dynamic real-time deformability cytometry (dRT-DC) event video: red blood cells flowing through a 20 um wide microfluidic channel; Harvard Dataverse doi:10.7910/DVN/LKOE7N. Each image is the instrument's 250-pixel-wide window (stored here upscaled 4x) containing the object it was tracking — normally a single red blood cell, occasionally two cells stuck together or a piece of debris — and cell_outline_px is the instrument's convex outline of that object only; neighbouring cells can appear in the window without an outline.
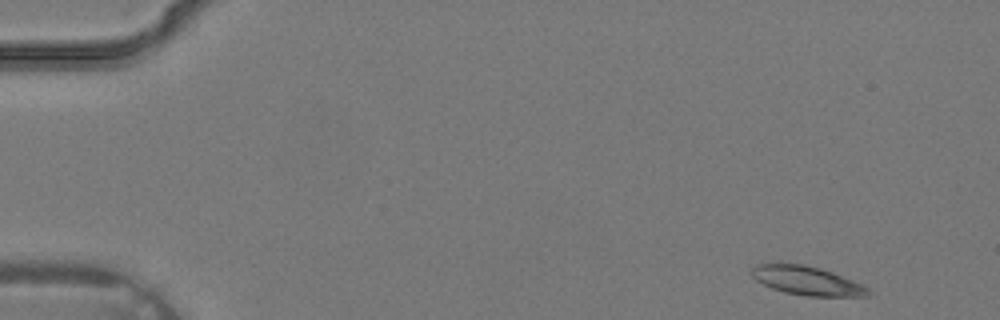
{"species": "common noctule bat (a hibernating species)", "species_latin": "Nyctalus noctula", "temperature_condition": "warm", "stored_images_in_passage": 11, "camera_frame_rate_fps": 3000, "um_per_image_px": 0.085, "animal": {"sex": "male", "body_mass_g": 19.2, "forearm_length_mm": 51.8}, "frame": {"image": 1, "passage_image": 1, "time_ms": 0.0, "image_size_px": [1000, 320], "cell_outline_px": [[872, 296], [808, 296], [784, 292], [772, 288], [756, 280], [752, 276], [752, 268], [756, 264], [764, 260], [780, 260], [804, 264], [820, 268], [832, 272], [852, 280], [868, 288]], "centroid_in_image_um": [68.48, 23.79], "position_along_channel_um": 16.5, "area_um2": 20.23}}
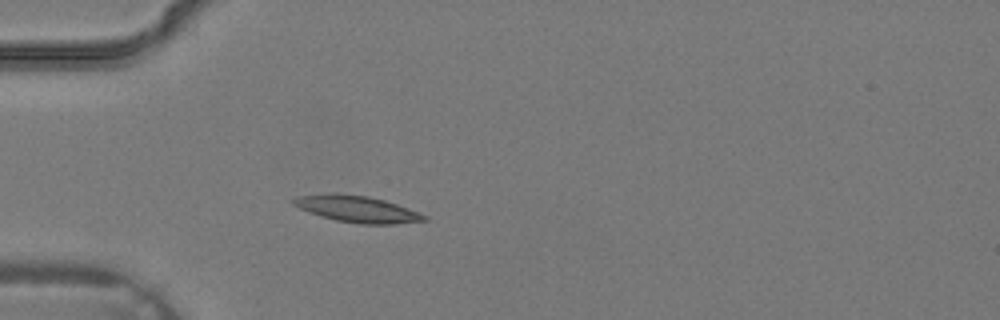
{"frame": {"image": 2, "passage_image": 9, "time_ms": 2.667, "image_size_px": [1000, 320], "cell_outline_px": [[428, 220], [396, 224], [360, 224], [336, 220], [320, 216], [308, 212], [292, 204], [292, 200], [300, 196], [332, 192], [336, 192], [368, 196], [384, 200], [420, 212], [428, 216]], "centroid_in_image_um": [30.37, 17.76], "position_along_channel_um": 54.6, "area_um2": 20.35}}